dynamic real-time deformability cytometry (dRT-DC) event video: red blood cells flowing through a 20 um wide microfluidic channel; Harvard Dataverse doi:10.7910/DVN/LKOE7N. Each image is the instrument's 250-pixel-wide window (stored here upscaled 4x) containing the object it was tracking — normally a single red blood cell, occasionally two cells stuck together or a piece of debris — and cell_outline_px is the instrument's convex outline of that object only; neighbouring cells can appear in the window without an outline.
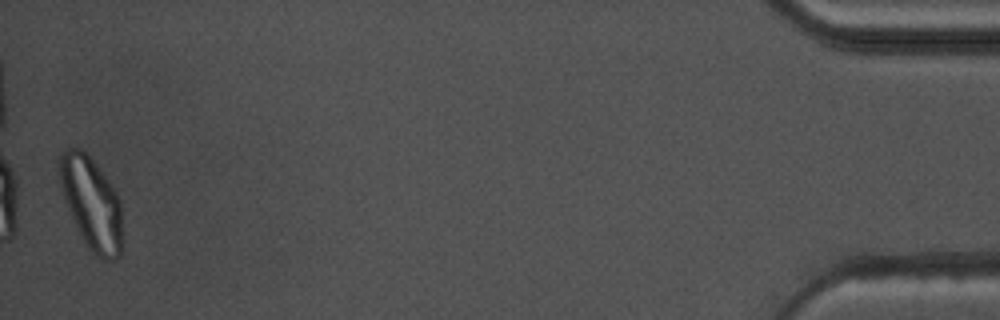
{"species": "common noctule bat (a hibernating species)", "species_latin": "Nyctalus noctula", "temperature_condition": "warm", "stored_images_in_passage": 48, "segment_of_instrument_passage": [2, 2], "camera_frame_rate_fps": 3000, "um_per_image_px": 0.085, "animal": {"sex": "male", "body_mass_g": 17.5, "forearm_length_mm": 52.3}, "frame": {"image": 1, "passage_image": 48, "time_ms": 15.667, "image_size_px": [1000, 320], "cell_outline_px": [[124, 244], [120, 256], [116, 260], [104, 260], [96, 256], [88, 248], [64, 200], [60, 184], [60, 156], [68, 148], [80, 148], [92, 160], [108, 180], [116, 192], [120, 200]], "centroid_in_image_um": [7.83, 17.35], "position_along_channel_um": 427.4, "area_um2": 33.64}}